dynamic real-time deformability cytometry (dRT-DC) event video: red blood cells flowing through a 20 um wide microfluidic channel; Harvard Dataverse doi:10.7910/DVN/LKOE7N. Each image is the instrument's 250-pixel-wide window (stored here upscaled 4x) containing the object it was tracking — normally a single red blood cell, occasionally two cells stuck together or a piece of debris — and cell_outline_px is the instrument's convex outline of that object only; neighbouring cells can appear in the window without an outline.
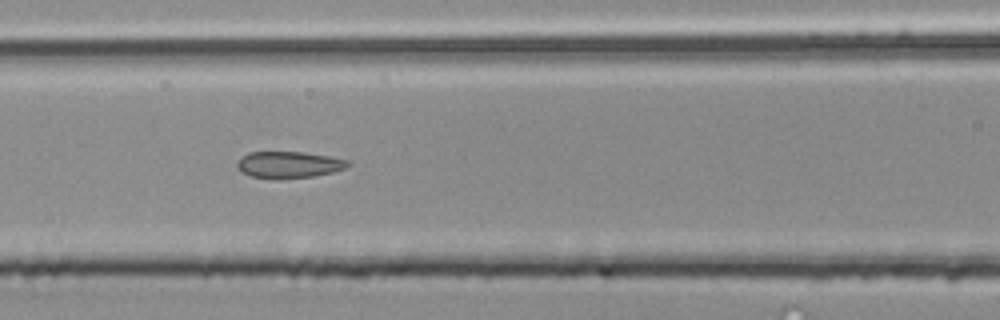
{"species": "common noctule bat (a hibernating species)", "species_latin": "Nyctalus noctula", "temperature_condition": "room temperature", "stored_images_in_passage": 52, "segment_of_instrument_passage": [2, 2], "camera_frame_rate_fps": 3000, "um_per_image_px": 0.085, "animal": {"sex": "male", "body_mass_g": 20.4}, "frame": {"image": 1, "passage_image": 23, "time_ms": 7.333, "image_size_px": [1000, 320], "cell_outline_px": [[352, 164], [344, 168], [332, 172], [312, 176], [252, 176], [244, 172], [236, 164], [240, 156], [248, 152], [304, 152], [332, 156], [348, 160]], "centroid_in_image_um": [24.61, 13.93], "position_along_channel_um": 142.0, "area_um2": 16.42}}
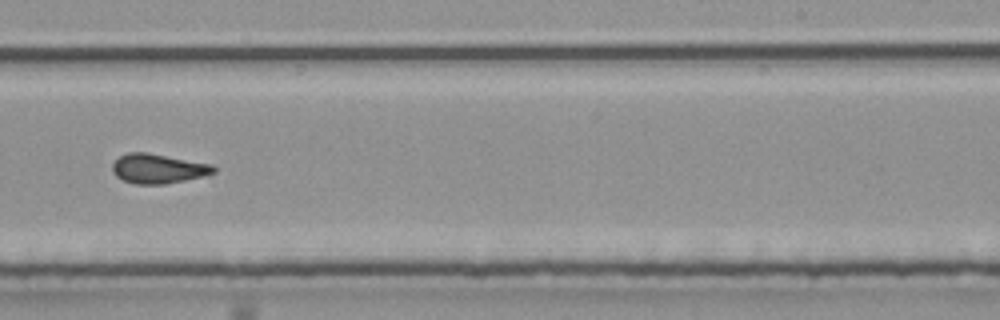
{"frame": {"image": 2, "passage_image": 33, "time_ms": 10.667, "image_size_px": [1000, 320], "cell_outline_px": [[216, 172], [204, 176], [164, 184], [136, 184], [124, 180], [116, 176], [112, 172], [112, 164], [120, 156], [128, 152], [148, 152], [212, 164], [216, 168]], "centroid_in_image_um": [13.44, 14.32], "position_along_channel_um": 275.6, "area_um2": 17.46}}
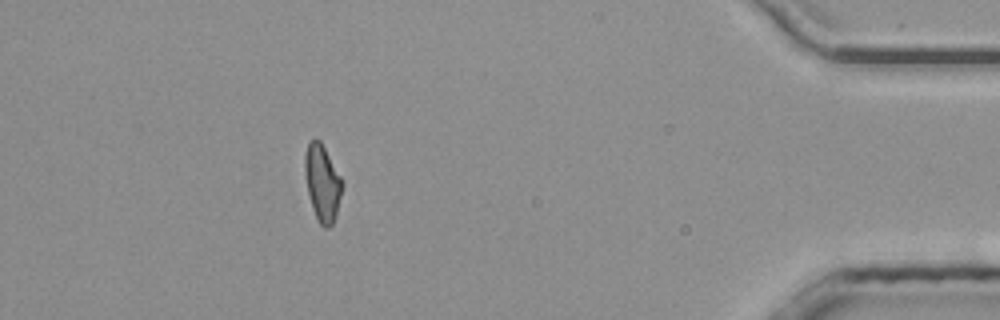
{"frame": {"image": 3, "passage_image": 47, "time_ms": 15.333, "image_size_px": [1000, 320], "cell_outline_px": [[344, 184], [336, 216], [332, 224], [328, 228], [324, 228], [320, 224], [312, 208], [308, 192], [304, 172], [304, 156], [308, 140], [320, 140], [344, 180]], "centroid_in_image_um": [27.41, 15.53], "position_along_channel_um": 407.8, "area_um2": 16.94}}